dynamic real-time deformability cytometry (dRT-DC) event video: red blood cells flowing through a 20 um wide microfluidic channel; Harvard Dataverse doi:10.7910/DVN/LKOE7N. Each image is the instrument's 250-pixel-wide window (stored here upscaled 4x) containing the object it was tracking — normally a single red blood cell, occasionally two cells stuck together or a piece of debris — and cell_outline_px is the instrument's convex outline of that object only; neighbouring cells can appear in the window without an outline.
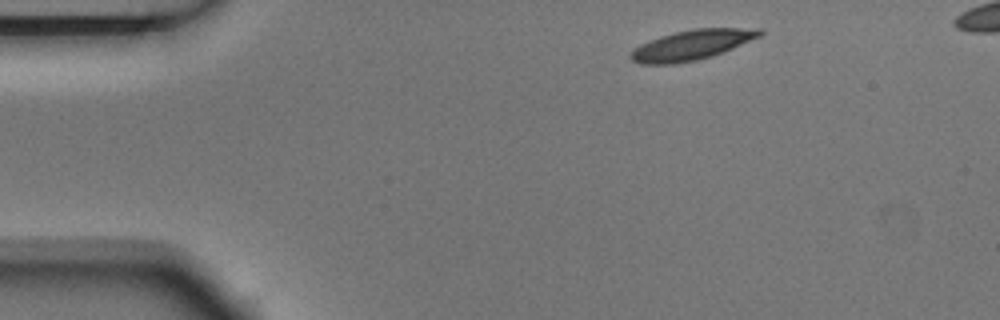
{"species": "Egyptian fruit bat (a non-hibernating species)", "species_latin": "Rousettus aegyptiacus", "temperature_condition": "room temperature", "stored_images_in_passage": 3, "camera_frame_rate_fps": 3000, "um_per_image_px": 0.085, "animal": {"sex": "male"}, "frame": {"image": 1, "passage_image": 1, "time_ms": 0.0, "image_size_px": [1000, 320], "cell_outline_px": [[764, 32], [760, 36], [732, 48], [712, 56], [696, 60], [672, 64], [640, 64], [632, 60], [628, 56], [640, 44], [648, 40], [660, 36], [676, 32], [696, 28], [764, 28]], "centroid_in_image_um": [58.8, 3.81], "position_along_channel_um": 26.2, "area_um2": 22.43}}